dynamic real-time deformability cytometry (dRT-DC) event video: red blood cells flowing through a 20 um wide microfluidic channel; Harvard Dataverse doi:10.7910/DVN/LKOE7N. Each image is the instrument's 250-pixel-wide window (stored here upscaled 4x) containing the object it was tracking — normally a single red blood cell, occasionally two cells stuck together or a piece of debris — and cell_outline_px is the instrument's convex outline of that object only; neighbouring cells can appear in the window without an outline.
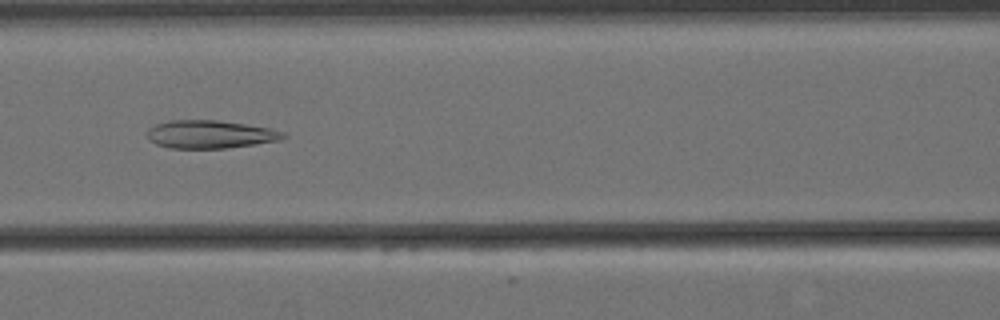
{"species": "Egyptian fruit bat (a non-hibernating species)", "species_latin": "Rousettus aegyptiacus", "temperature_condition": "cold", "stored_images_in_passage": 8, "camera_frame_rate_fps": 3000, "um_per_image_px": 0.085, "animal": {"sex": "female"}, "frame": {"image": 1, "passage_image": 7, "time_ms": 2.0, "image_size_px": [1000, 320], "cell_outline_px": [[288, 136], [280, 140], [228, 148], [168, 148], [156, 144], [148, 140], [148, 128], [156, 124], [168, 120], [216, 120], [244, 124], [268, 128], [284, 132]], "centroid_in_image_um": [17.83, 11.42], "position_along_channel_um": 148.8, "area_um2": 22.2}}
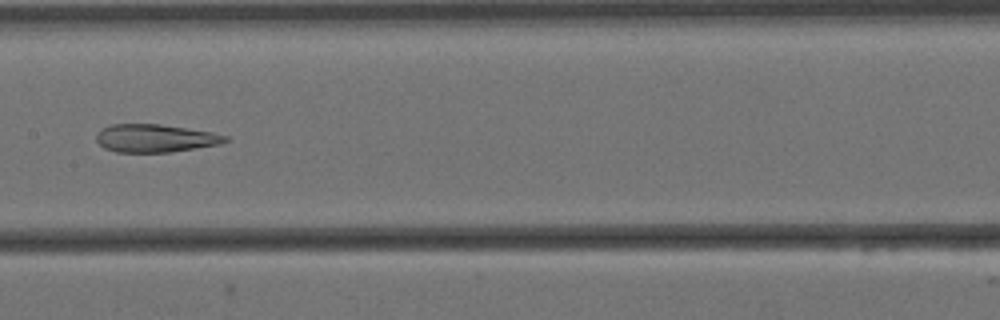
{"frame": {"image": 2, "passage_image": 8, "time_ms": 2.333, "image_size_px": [1000, 320], "cell_outline_px": [[228, 140], [220, 144], [168, 152], [116, 152], [104, 148], [96, 140], [96, 132], [112, 124], [160, 124], [212, 132], [228, 136]], "centroid_in_image_um": [13.17, 11.75], "position_along_channel_um": 194.2, "area_um2": 20.87}}